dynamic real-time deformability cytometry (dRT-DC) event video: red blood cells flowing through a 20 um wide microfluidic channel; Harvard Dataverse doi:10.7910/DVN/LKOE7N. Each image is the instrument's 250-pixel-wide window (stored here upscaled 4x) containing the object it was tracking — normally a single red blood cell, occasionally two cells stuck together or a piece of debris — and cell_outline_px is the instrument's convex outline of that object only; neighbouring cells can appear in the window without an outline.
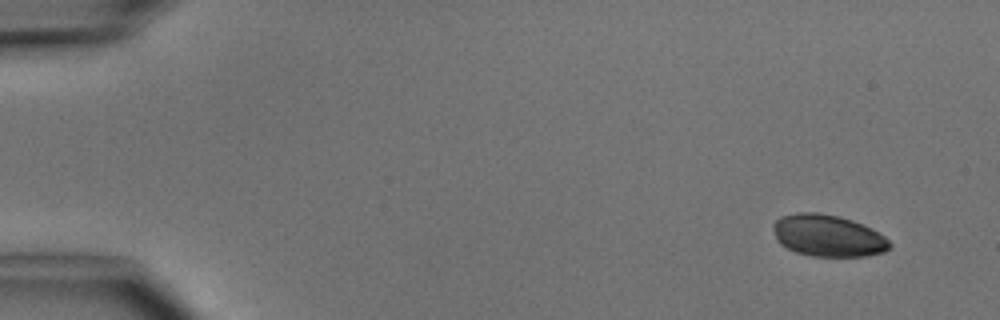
{"species": "common noctule bat (a hibernating species)", "species_latin": "Nyctalus noctula", "temperature_condition": "cold", "stored_images_in_passage": 4, "camera_frame_rate_fps": 3000, "um_per_image_px": 0.085, "animal": {"sex": "male", "body_mass_g": 15.6}, "frame": {"image": 1, "passage_image": 1, "time_ms": 0.0, "image_size_px": [1000, 320], "cell_outline_px": [[892, 248], [884, 252], [868, 256], [812, 256], [796, 252], [780, 244], [776, 240], [772, 228], [772, 224], [780, 216], [796, 212], [816, 212], [840, 216], [852, 220], [872, 228], [884, 236], [892, 244]], "centroid_in_image_um": [70.37, 20.02], "position_along_channel_um": 14.6, "area_um2": 28.73}}
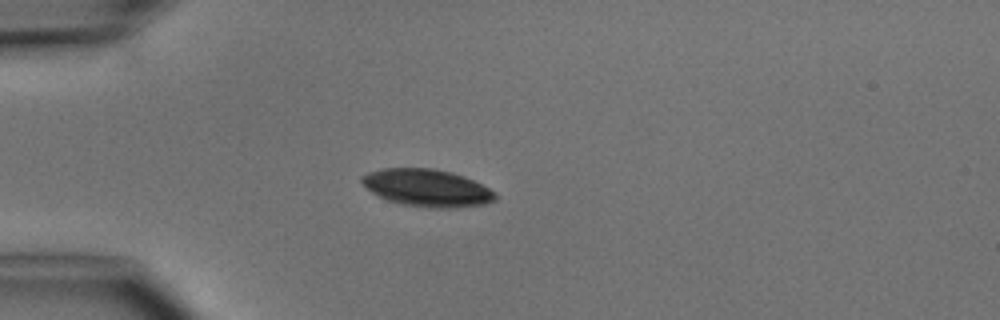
{"frame": {"image": 2, "passage_image": 4, "time_ms": 3.333, "image_size_px": [1000, 320], "cell_outline_px": [[496, 200], [484, 204], [456, 208], [428, 208], [400, 204], [388, 200], [372, 192], [360, 180], [360, 176], [368, 172], [384, 168], [432, 168], [452, 172], [464, 176], [488, 188], [496, 196]], "centroid_in_image_um": [36.28, 15.97], "position_along_channel_um": 48.7, "area_um2": 28.96}}